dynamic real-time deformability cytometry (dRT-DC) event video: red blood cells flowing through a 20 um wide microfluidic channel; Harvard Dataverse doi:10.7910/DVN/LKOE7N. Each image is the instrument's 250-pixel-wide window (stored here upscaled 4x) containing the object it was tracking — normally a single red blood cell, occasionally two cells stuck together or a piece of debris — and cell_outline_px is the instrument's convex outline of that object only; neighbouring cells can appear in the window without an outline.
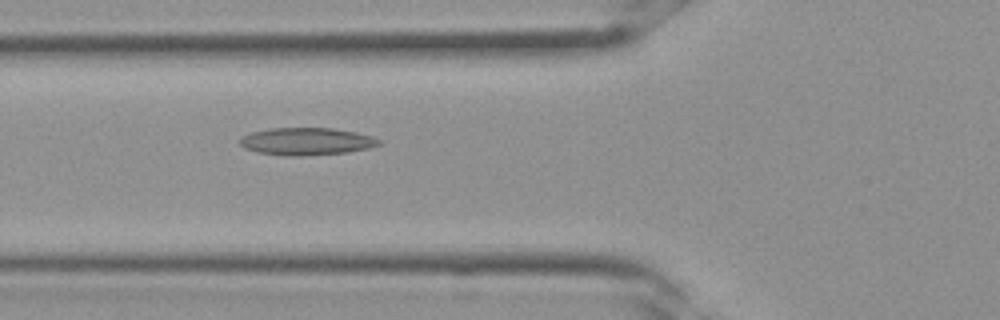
{"species": "Egyptian fruit bat (a non-hibernating species)", "species_latin": "Rousettus aegyptiacus", "temperature_condition": "room temperature", "stored_images_in_passage": 13, "camera_frame_rate_fps": 3000, "um_per_image_px": 0.085, "frame": {"image": 1, "passage_image": 13, "time_ms": 4.0, "image_size_px": [1000, 320], "cell_outline_px": [[380, 144], [368, 148], [348, 152], [300, 156], [284, 156], [256, 152], [244, 148], [236, 140], [252, 132], [268, 128], [332, 128], [356, 132], [372, 136], [380, 140]], "centroid_in_image_um": [26.01, 12.02], "position_along_channel_um": 99.8, "area_um2": 22.31}}